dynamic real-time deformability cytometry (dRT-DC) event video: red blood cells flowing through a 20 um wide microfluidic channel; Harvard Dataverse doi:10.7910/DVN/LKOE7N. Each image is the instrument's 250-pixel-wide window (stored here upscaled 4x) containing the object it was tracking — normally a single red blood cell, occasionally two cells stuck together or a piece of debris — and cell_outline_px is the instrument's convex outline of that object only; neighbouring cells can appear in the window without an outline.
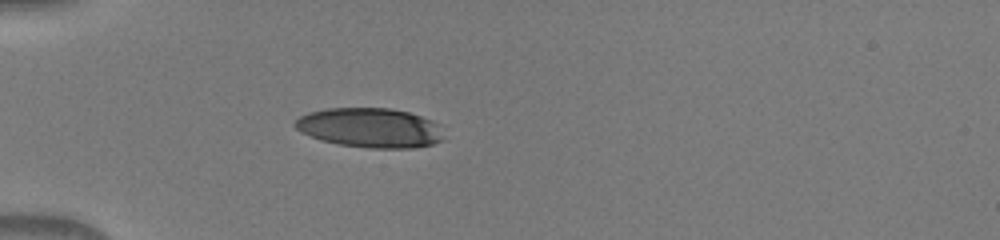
{"species": "human", "species_latin": "Homo sapiens", "temperature_condition": "warm", "stored_images_in_passage": 31, "camera_frame_rate_fps": 3000, "um_per_image_px": 0.085, "donor": {"sex": "male"}, "frame": {"image": 1, "passage_image": 1, "time_ms": 0.0, "image_size_px": [1000, 240], "cell_outline_px": [[444, 140], [432, 144], [412, 148], [368, 148], [340, 144], [320, 140], [300, 132], [292, 124], [300, 116], [308, 112], [328, 108], [392, 108], [408, 112], [432, 120], [436, 124]], "centroid_in_image_um": [31.41, 10.86], "position_along_channel_um": 53.6, "area_um2": 34.22}}
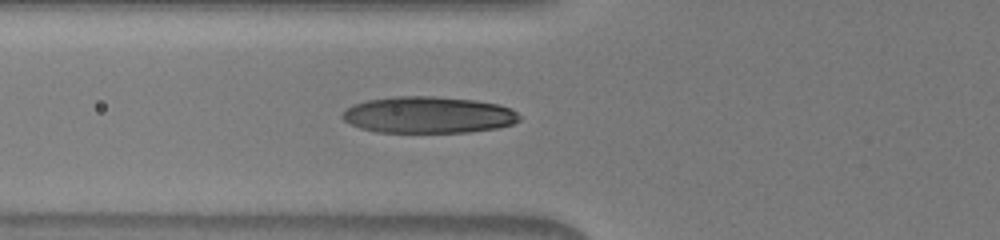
{"frame": {"image": 2, "passage_image": 5, "time_ms": 1.333, "image_size_px": [1000, 240], "cell_outline_px": [[520, 120], [512, 124], [496, 128], [468, 132], [376, 132], [360, 128], [344, 120], [340, 116], [352, 104], [368, 100], [396, 96], [432, 96], [476, 100], [500, 104], [512, 108], [520, 116]], "centroid_in_image_um": [36.43, 9.76], "position_along_channel_um": 89.4, "area_um2": 37.8}}
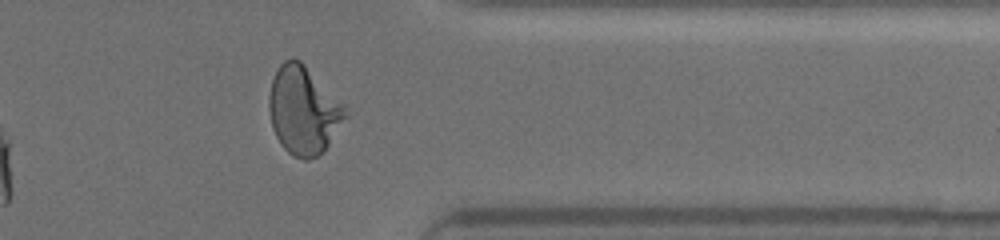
{"frame": {"image": 3, "passage_image": 27, "time_ms": 8.667, "image_size_px": [1000, 240], "cell_outline_px": [[352, 112], [328, 144], [316, 156], [308, 160], [304, 160], [292, 156], [280, 144], [272, 128], [268, 108], [268, 96], [272, 80], [276, 68], [284, 60], [292, 56], [300, 60]], "centroid_in_image_um": [25.79, 9.36], "position_along_channel_um": 385.6, "area_um2": 39.54}}